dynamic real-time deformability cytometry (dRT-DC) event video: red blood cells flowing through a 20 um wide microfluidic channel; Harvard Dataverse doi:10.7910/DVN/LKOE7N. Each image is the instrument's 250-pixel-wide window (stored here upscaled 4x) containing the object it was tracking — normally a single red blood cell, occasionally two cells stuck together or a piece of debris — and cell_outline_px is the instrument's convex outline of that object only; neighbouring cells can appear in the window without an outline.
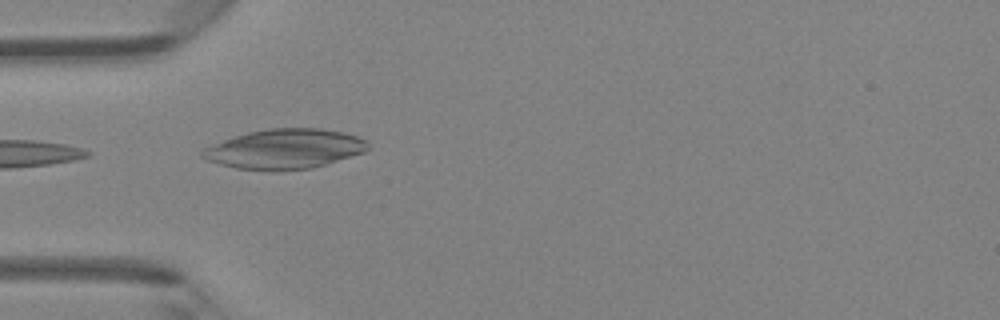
{"species": "Egyptian fruit bat (a non-hibernating species)", "species_latin": "Rousettus aegyptiacus", "temperature_condition": "room temperature", "stored_images_in_passage": 21, "camera_frame_rate_fps": 3000, "um_per_image_px": 0.085, "animal": {"sex": "female"}, "frame": {"image": 1, "passage_image": 1, "time_ms": 0.0, "image_size_px": [1000, 320], "cell_outline_px": [[368, 148], [364, 152], [312, 168], [276, 172], [236, 168], [204, 160], [200, 156], [200, 152], [204, 148], [212, 144], [248, 132], [268, 128], [320, 128], [344, 132], [356, 136], [364, 140], [368, 144]], "centroid_in_image_um": [24.15, 12.67], "position_along_channel_um": 60.8, "area_um2": 38.49}}